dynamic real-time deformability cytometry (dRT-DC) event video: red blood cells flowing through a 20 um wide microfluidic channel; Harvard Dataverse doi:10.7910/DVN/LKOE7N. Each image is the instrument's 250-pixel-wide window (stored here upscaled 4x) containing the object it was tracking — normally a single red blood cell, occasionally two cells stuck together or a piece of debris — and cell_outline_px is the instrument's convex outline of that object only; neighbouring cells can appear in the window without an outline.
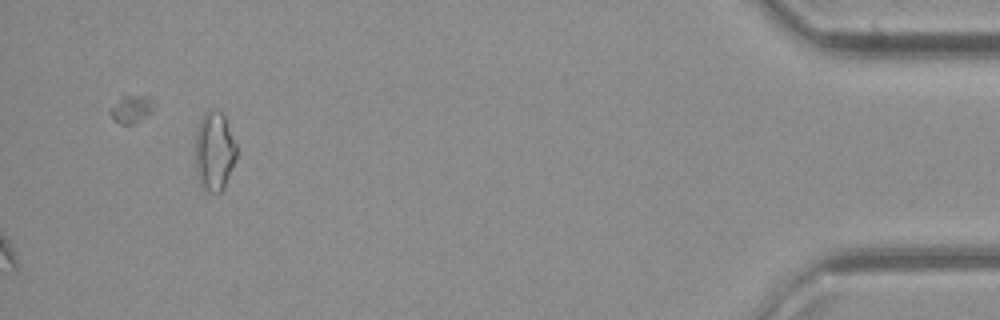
{"species": "common noctule bat (a hibernating species)", "species_latin": "Nyctalus noctula", "temperature_condition": "cold", "stored_images_in_passage": 33, "camera_frame_rate_fps": 3000, "um_per_image_px": 0.085, "animal": {"sex": "female", "body_mass_g": 21.9}, "frame": {"image": 1, "passage_image": 33, "time_ms": 10.667, "image_size_px": [1000, 320], "cell_outline_px": [[236, 160], [224, 188], [220, 192], [208, 192], [200, 184], [196, 172], [196, 132], [200, 120], [204, 112], [208, 108], [212, 108], [220, 112], [224, 116], [236, 144]], "centroid_in_image_um": [18.22, 12.85], "position_along_channel_um": 417.0, "area_um2": 19.02}}